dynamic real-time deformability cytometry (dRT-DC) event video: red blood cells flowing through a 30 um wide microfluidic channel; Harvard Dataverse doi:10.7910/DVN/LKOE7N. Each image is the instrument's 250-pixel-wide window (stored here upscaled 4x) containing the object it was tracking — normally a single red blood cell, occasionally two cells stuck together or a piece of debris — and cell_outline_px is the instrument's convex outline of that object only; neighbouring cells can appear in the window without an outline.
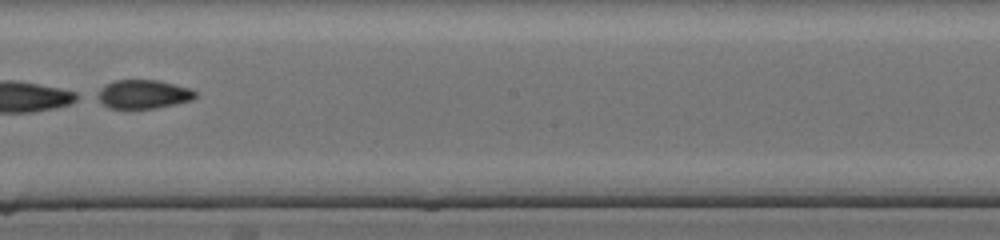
{"species": "common noctule bat (a hibernating species)", "species_latin": "Nyctalus noctula", "temperature_condition": "cold", "stored_images_in_passage": 39, "segment_of_instrument_passage": [2, 2], "camera_frame_rate_fps": 3000, "um_per_image_px": 0.085, "animal": {"sex": "female", "body_mass_g": 17.0, "forearm_length_mm": 48.0}, "frame": {"image": 1, "passage_image": 19, "time_ms": 6.0, "image_size_px": [1000, 240], "cell_outline_px": [[196, 96], [192, 100], [176, 104], [156, 108], [108, 108], [92, 96], [104, 84], [116, 80], [156, 80], [192, 88], [196, 92]], "centroid_in_image_um": [12.13, 8.01], "position_along_channel_um": 236.1, "area_um2": 16.7}}